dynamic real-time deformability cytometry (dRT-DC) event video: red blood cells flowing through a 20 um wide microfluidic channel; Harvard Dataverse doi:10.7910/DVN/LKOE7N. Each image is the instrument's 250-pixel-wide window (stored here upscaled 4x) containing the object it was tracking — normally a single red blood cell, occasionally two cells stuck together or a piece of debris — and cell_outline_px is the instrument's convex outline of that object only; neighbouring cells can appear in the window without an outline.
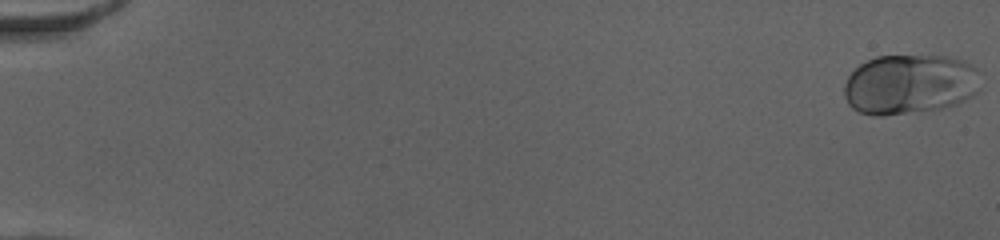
{"species": "human", "species_latin": "Homo sapiens", "temperature_condition": "cold", "stored_images_in_passage": 53, "camera_frame_rate_fps": 3000, "um_per_image_px": 0.085, "donor": {"sex": "female"}, "frame": {"image": 1, "passage_image": 1, "time_ms": 0.0, "image_size_px": [1000, 240], "cell_outline_px": [[980, 92], [956, 104], [940, 108], [884, 116], [872, 116], [860, 112], [852, 108], [848, 104], [844, 96], [844, 84], [848, 76], [860, 64], [876, 56], [944, 56], [964, 60], [972, 64], [976, 68], [980, 88]], "centroid_in_image_um": [77.32, 7.17], "position_along_channel_um": 7.7, "area_um2": 47.86}}
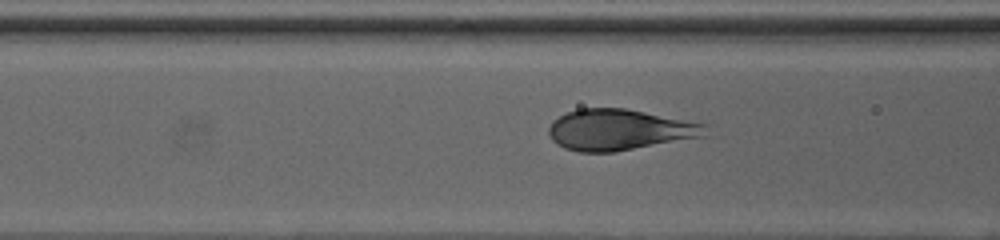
{"frame": {"image": 2, "passage_image": 23, "time_ms": 7.333, "image_size_px": [1000, 240], "cell_outline_px": [[712, 124], [708, 136], [612, 152], [580, 152], [564, 148], [556, 144], [552, 140], [548, 132], [548, 128], [552, 120], [568, 112], [580, 108], [624, 108]], "centroid_in_image_um": [52.74, 11.03], "position_along_channel_um": 113.9, "area_um2": 37.97}}
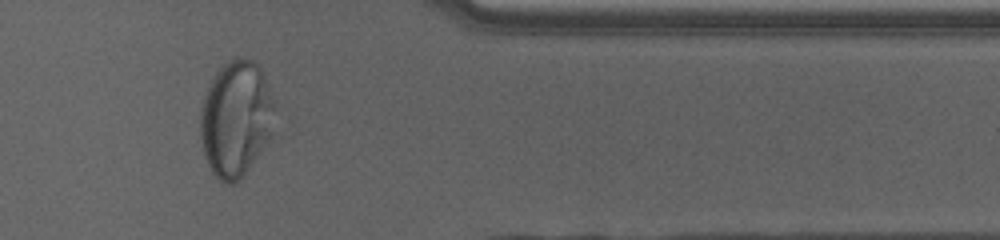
{"frame": {"image": 3, "passage_image": 45, "time_ms": 14.667, "image_size_px": [1000, 240], "cell_outline_px": [[276, 104], [272, 136], [268, 144], [244, 172], [232, 184], [228, 184], [220, 180], [212, 172], [208, 164], [204, 152], [200, 136], [200, 112], [204, 96], [208, 84], [216, 72], [228, 60], [236, 56], [244, 56], [252, 60], [260, 68], [276, 100]], "centroid_in_image_um": [20.08, 10.04], "position_along_channel_um": 391.3, "area_um2": 50.75}, "authors_computed_cell_mechanics": {"area_um2": 44.3904, "velocity_mm_per_s": 3.9321, "shape_relaxation_time_tau1_ms": 3.0487, "shape_relaxation_time_tau2_ms": null, "deformation_change_tau1": 0.152, "deformation_change_tau2": null}}